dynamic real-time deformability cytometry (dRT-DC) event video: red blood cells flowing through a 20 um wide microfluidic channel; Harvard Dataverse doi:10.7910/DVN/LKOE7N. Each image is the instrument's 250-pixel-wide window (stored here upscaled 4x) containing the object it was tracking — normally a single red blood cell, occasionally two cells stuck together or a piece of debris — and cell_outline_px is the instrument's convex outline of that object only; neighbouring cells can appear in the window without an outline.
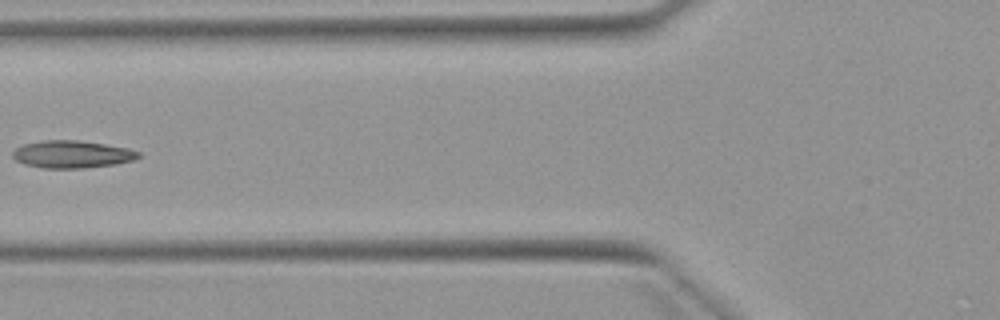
{"species": "Egyptian fruit bat (a non-hibernating species)", "species_latin": "Rousettus aegyptiacus", "temperature_condition": "warm", "stored_images_in_passage": 6, "camera_frame_rate_fps": 3000, "um_per_image_px": 0.085, "animal": {"sex": "female"}, "frame": {"image": 1, "passage_image": 6, "time_ms": 6.667, "image_size_px": [1000, 320], "cell_outline_px": [[140, 156], [132, 160], [116, 164], [84, 168], [44, 168], [24, 164], [16, 160], [12, 156], [12, 152], [16, 148], [24, 144], [40, 140], [76, 140], [104, 144], [128, 148], [140, 152]], "centroid_in_image_um": [6.1, 13.11], "position_along_channel_um": 119.7, "area_um2": 20.06}}